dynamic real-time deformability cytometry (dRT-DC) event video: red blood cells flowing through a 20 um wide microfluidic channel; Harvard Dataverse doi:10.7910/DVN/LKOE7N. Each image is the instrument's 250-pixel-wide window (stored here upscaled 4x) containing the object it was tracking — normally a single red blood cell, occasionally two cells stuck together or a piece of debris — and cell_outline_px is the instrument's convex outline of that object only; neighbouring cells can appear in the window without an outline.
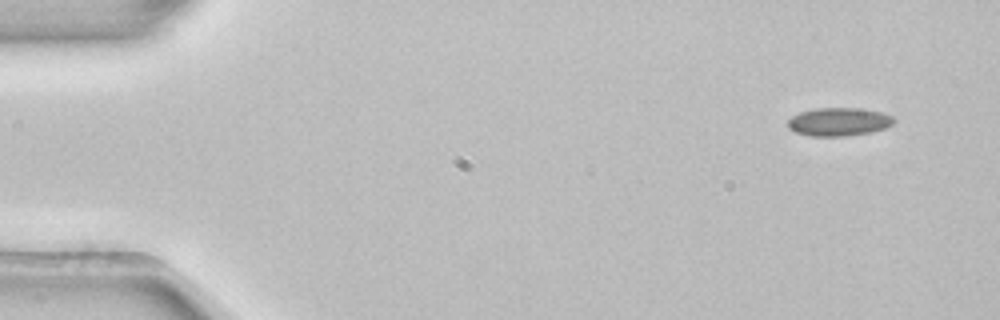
{"species": "common noctule bat (a hibernating species)", "species_latin": "Nyctalus noctula", "temperature_condition": "room temperature", "stored_images_in_passage": 4, "camera_frame_rate_fps": 3000, "um_per_image_px": 0.085, "animal": {"sex": "female", "body_mass_g": 22.7, "forearm_length_mm": 54.2}, "frame": {"image": 1, "passage_image": 1, "time_ms": 0.0, "image_size_px": [1000, 320], "cell_outline_px": [[896, 120], [892, 124], [884, 128], [872, 132], [844, 136], [808, 136], [796, 132], [788, 128], [788, 120], [792, 116], [800, 112], [816, 108], [856, 108], [880, 112], [892, 116]], "centroid_in_image_um": [71.28, 10.36], "position_along_channel_um": 13.7, "area_um2": 17.4}}
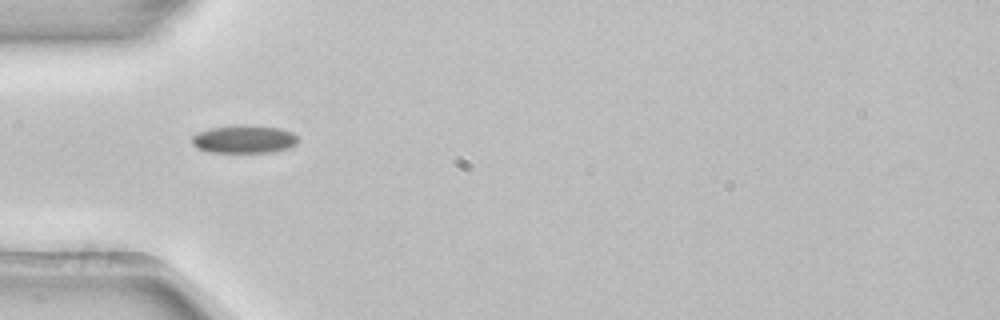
{"frame": {"image": 2, "passage_image": 4, "time_ms": 1.0, "image_size_px": [1000, 320], "cell_outline_px": [[300, 140], [296, 144], [288, 148], [272, 152], [208, 152], [196, 148], [192, 144], [192, 136], [196, 132], [208, 128], [240, 124], [280, 128], [292, 132]], "centroid_in_image_um": [20.72, 11.82], "position_along_channel_um": 64.3, "area_um2": 17.57}}